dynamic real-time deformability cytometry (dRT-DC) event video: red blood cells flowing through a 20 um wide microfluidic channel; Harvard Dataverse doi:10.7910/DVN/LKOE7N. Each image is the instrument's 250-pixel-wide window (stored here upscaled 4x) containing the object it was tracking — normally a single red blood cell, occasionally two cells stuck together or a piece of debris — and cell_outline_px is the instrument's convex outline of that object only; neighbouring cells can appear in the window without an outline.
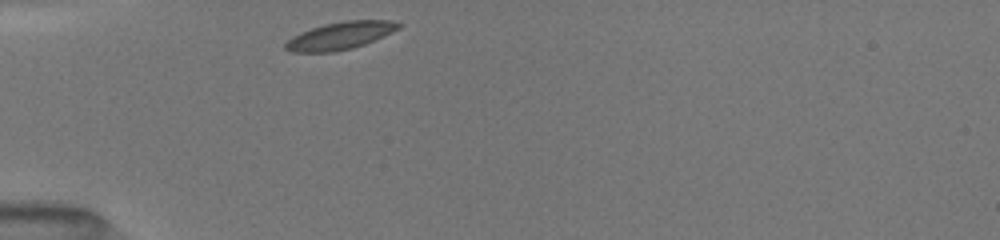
{"species": "common noctule bat (a hibernating species)", "species_latin": "Nyctalus noctula", "temperature_condition": "room temperature", "stored_images_in_passage": 17, "camera_frame_rate_fps": 3000, "um_per_image_px": 0.085, "animal": {"sex": "female", "body_mass_g": 19.5, "forearm_length_mm": 54.1}, "frame": {"image": 1, "passage_image": 1, "time_ms": 0.0, "image_size_px": [1000, 240], "cell_outline_px": [[404, 24], [400, 28], [384, 36], [364, 44], [352, 48], [332, 52], [292, 52], [284, 48], [284, 44], [292, 36], [300, 32], [324, 24], [344, 20], [392, 20]], "centroid_in_image_um": [28.93, 3.02], "position_along_channel_um": 56.1, "area_um2": 18.21}}
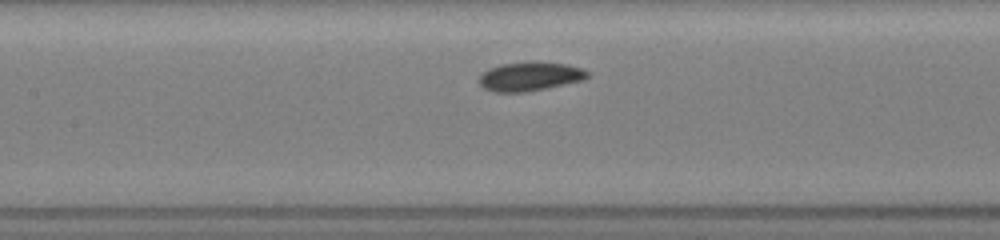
{"frame": {"image": 2, "passage_image": 10, "time_ms": 3.0, "image_size_px": [1000, 240], "cell_outline_px": [[588, 76], [584, 80], [524, 92], [492, 92], [484, 88], [476, 80], [480, 72], [488, 68], [500, 64], [564, 64], [580, 68], [588, 72]], "centroid_in_image_um": [44.93, 6.54], "position_along_channel_um": 162.5, "area_um2": 17.63}}
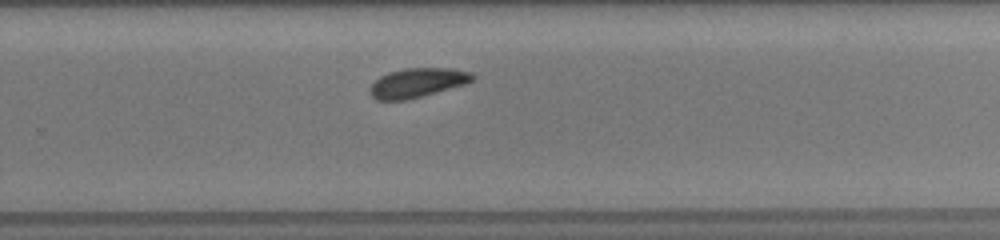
{"frame": {"image": 3, "passage_image": 17, "time_ms": 6.333, "image_size_px": [1000, 240], "cell_outline_px": [[476, 76], [472, 80], [464, 84], [420, 96], [404, 100], [376, 100], [368, 92], [368, 88], [380, 76], [388, 72], [404, 68], [448, 68], [472, 72]], "centroid_in_image_um": [35.43, 7.02], "position_along_channel_um": 294.4, "area_um2": 17.34}}